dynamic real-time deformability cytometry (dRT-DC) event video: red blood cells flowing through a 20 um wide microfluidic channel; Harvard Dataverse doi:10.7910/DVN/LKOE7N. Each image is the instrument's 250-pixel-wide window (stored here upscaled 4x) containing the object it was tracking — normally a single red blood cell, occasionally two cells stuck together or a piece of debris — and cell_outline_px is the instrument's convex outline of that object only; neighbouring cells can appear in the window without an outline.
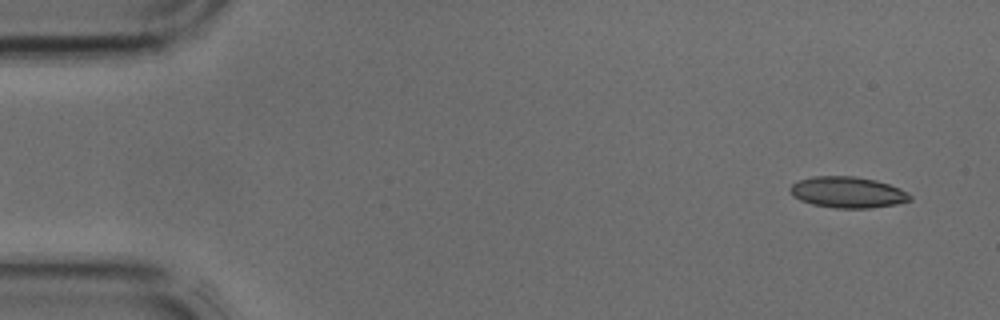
{"species": "common noctule bat (a hibernating species)", "species_latin": "Nyctalus noctula", "temperature_condition": "cold", "stored_images_in_passage": 41, "camera_frame_rate_fps": 3000, "um_per_image_px": 0.085, "animal": {"sex": "male", "body_mass_g": 17.9, "forearm_length_mm": 54.2}, "frame": {"image": 1, "passage_image": 2, "time_ms": 0.333, "image_size_px": [1000, 320], "cell_outline_px": [[912, 200], [896, 204], [868, 208], [836, 208], [812, 204], [800, 200], [792, 196], [788, 188], [792, 184], [800, 180], [812, 176], [852, 176], [876, 180], [900, 188], [908, 192], [912, 196]], "centroid_in_image_um": [72.04, 16.34], "position_along_channel_um": 13.0, "area_um2": 21.79}}
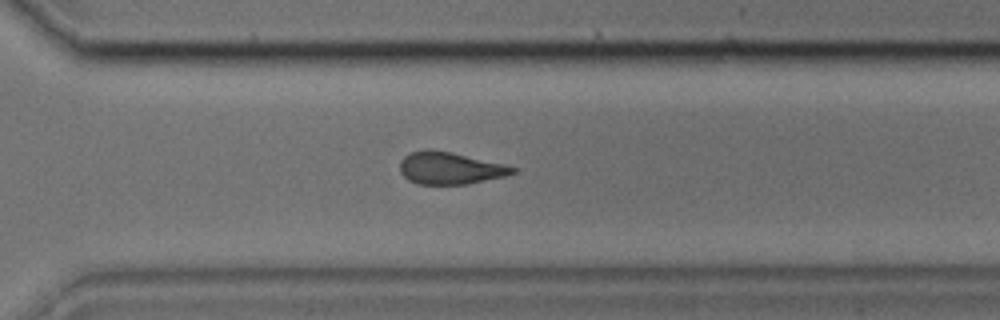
{"frame": {"image": 2, "passage_image": 29, "time_ms": 9.333, "image_size_px": [1000, 320], "cell_outline_px": [[516, 172], [504, 176], [468, 184], [416, 184], [408, 180], [400, 172], [400, 160], [404, 156], [412, 152], [428, 148], [432, 148], [452, 152], [504, 164], [516, 168]], "centroid_in_image_um": [38.21, 14.28], "position_along_channel_um": 332.4, "area_um2": 21.21}}
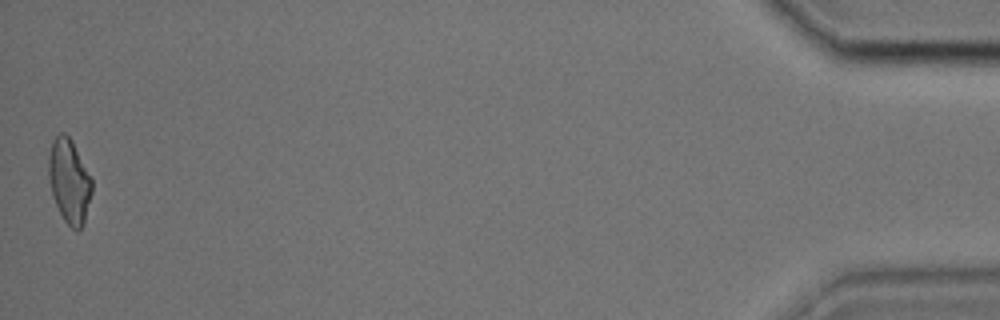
{"frame": {"image": 3, "passage_image": 41, "time_ms": 13.333, "image_size_px": [1000, 320], "cell_outline_px": [[92, 192], [84, 220], [80, 228], [76, 232], [64, 220], [52, 196], [48, 180], [48, 156], [52, 140], [60, 132], [64, 132], [72, 140], [92, 176]], "centroid_in_image_um": [5.88, 15.35], "position_along_channel_um": 429.3, "area_um2": 21.44}}